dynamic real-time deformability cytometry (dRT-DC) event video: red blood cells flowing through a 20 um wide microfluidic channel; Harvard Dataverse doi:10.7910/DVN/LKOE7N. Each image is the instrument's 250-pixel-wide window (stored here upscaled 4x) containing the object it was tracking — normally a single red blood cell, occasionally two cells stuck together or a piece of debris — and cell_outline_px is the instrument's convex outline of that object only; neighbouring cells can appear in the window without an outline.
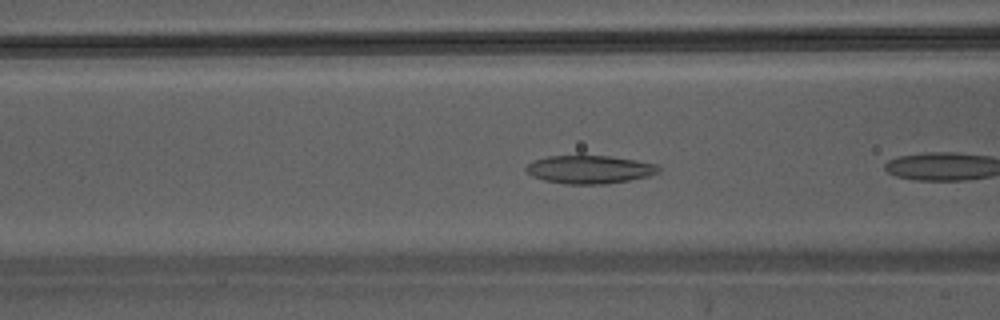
{"species": "Egyptian fruit bat (a non-hibernating species)", "species_latin": "Rousettus aegyptiacus", "temperature_condition": "warm", "stored_images_in_passage": 6, "camera_frame_rate_fps": 3000, "um_per_image_px": 0.085, "animal": {"sex": "male"}, "frame": {"image": 1, "passage_image": 5, "time_ms": 1.333, "image_size_px": [1000, 320], "cell_outline_px": [[660, 172], [648, 176], [628, 180], [604, 184], [564, 184], [544, 180], [532, 176], [524, 168], [532, 160], [548, 156], [608, 156], [636, 160], [660, 164]], "centroid_in_image_um": [50.12, 14.4], "position_along_channel_um": 116.5, "area_um2": 21.79}}